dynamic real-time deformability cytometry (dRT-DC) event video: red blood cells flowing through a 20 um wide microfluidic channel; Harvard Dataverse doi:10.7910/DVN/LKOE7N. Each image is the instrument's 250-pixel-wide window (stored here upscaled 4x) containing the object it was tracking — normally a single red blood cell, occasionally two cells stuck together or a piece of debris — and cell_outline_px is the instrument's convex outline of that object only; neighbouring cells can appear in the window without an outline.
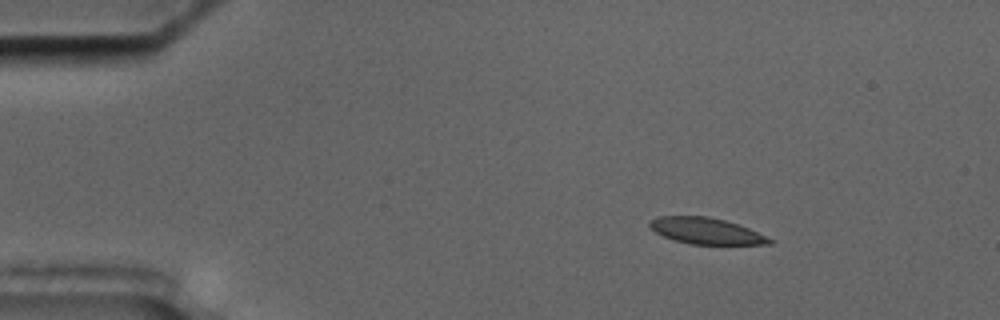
{"species": "common noctule bat (a hibernating species)", "species_latin": "Nyctalus noctula", "temperature_condition": "cold", "stored_images_in_passage": 28, "camera_frame_rate_fps": 3000, "um_per_image_px": 0.085, "animal": {"sex": "male", "body_mass_g": 17.5, "forearm_length_mm": 52.3}, "frame": {"image": 1, "passage_image": 2, "time_ms": 0.333, "image_size_px": [1000, 320], "cell_outline_px": [[776, 240], [772, 244], [692, 244], [676, 240], [664, 236], [656, 232], [648, 224], [656, 216], [708, 216], [724, 220], [748, 228]], "centroid_in_image_um": [60.05, 19.63], "position_along_channel_um": 24.9, "area_um2": 18.09}}
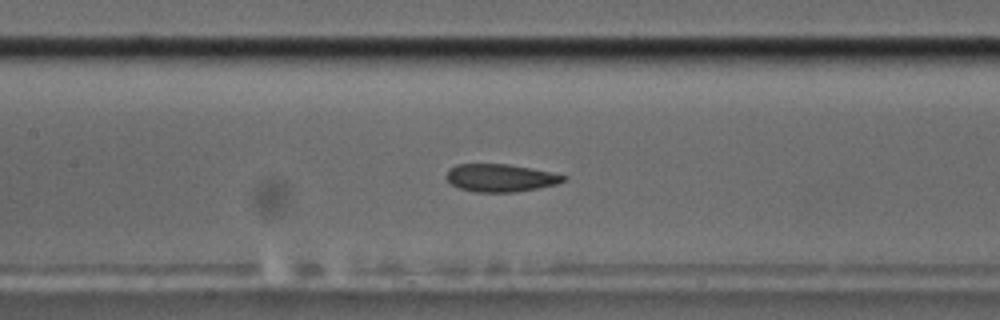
{"frame": {"image": 2, "passage_image": 20, "time_ms": 6.333, "image_size_px": [1000, 320], "cell_outline_px": [[568, 180], [556, 184], [516, 192], [472, 192], [460, 188], [452, 184], [444, 176], [448, 168], [456, 164], [508, 164], [568, 176]], "centroid_in_image_um": [42.49, 15.12], "position_along_channel_um": 164.9, "area_um2": 18.9}}
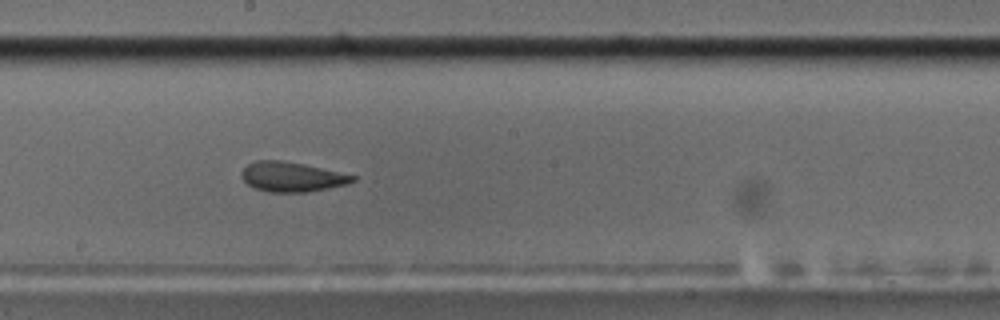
{"frame": {"image": 3, "passage_image": 25, "time_ms": 8.0, "image_size_px": [1000, 320], "cell_outline_px": [[356, 180], [348, 184], [308, 192], [268, 192], [256, 188], [248, 184], [240, 176], [240, 172], [248, 164], [256, 160], [280, 160], [304, 164], [356, 176]], "centroid_in_image_um": [24.79, 15.03], "position_along_channel_um": 223.4, "area_um2": 19.19}}